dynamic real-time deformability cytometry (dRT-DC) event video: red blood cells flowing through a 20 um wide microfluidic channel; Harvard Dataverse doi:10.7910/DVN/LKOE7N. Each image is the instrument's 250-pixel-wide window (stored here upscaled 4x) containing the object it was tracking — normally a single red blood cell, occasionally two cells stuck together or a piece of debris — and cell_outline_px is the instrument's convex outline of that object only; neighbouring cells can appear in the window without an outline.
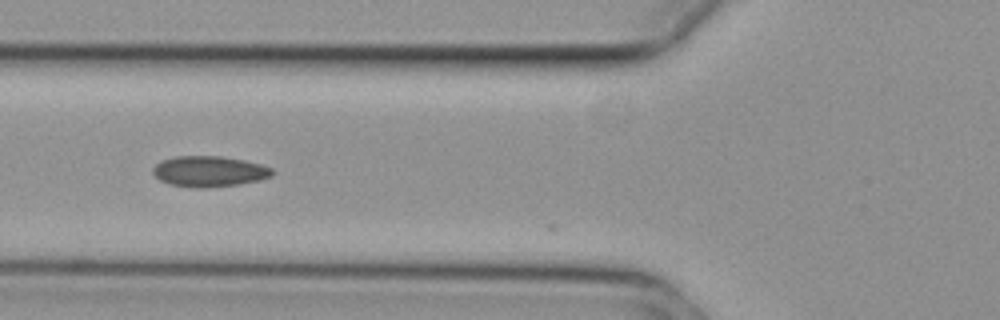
{"species": "common noctule bat (a hibernating species)", "species_latin": "Nyctalus noctula", "temperature_condition": "cold", "stored_images_in_passage": 6, "camera_frame_rate_fps": 3000, "um_per_image_px": 0.085, "animal": {"sex": "female", "body_mass_g": 29.2, "forearm_length_mm": 56.3}, "frame": {"image": 1, "passage_image": 3, "time_ms": 0.667, "image_size_px": [1000, 320], "cell_outline_px": [[276, 172], [272, 176], [260, 180], [240, 184], [208, 188], [192, 188], [172, 184], [160, 180], [152, 172], [152, 168], [160, 160], [176, 156], [220, 156], [244, 160], [260, 164], [272, 168]], "centroid_in_image_um": [17.8, 14.57], "position_along_channel_um": 108.0, "area_um2": 21.56}}